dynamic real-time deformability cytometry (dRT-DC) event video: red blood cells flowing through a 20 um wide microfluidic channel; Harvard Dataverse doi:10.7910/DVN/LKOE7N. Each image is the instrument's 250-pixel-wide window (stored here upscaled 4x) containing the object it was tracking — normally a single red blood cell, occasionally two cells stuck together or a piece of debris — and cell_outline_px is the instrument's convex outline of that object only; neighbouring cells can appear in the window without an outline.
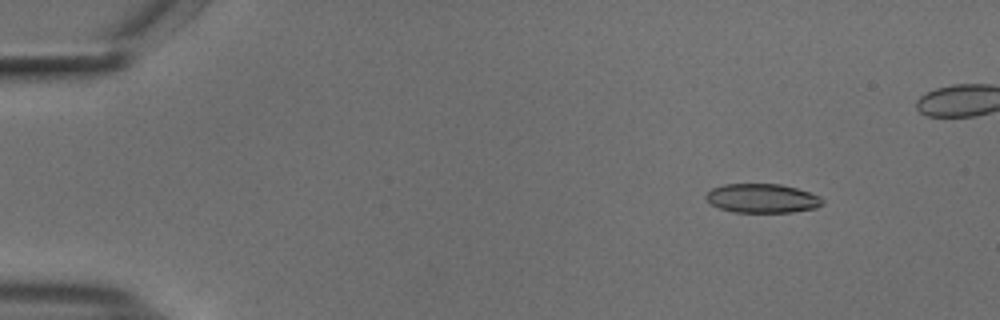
{"species": "common noctule bat (a hibernating species)", "species_latin": "Nyctalus noctula", "temperature_condition": "cold", "stored_images_in_passage": 50, "camera_frame_rate_fps": 3000, "um_per_image_px": 0.085, "animal": {"sex": "male", "body_mass_g": 18.8}, "frame": {"image": 1, "passage_image": 7, "time_ms": 2.0, "image_size_px": [1000, 320], "cell_outline_px": [[824, 204], [816, 208], [792, 212], [732, 212], [720, 208], [712, 204], [704, 196], [712, 188], [724, 184], [780, 184], [796, 188], [820, 196], [824, 200]], "centroid_in_image_um": [64.81, 16.86], "position_along_channel_um": 20.2, "area_um2": 19.71}}
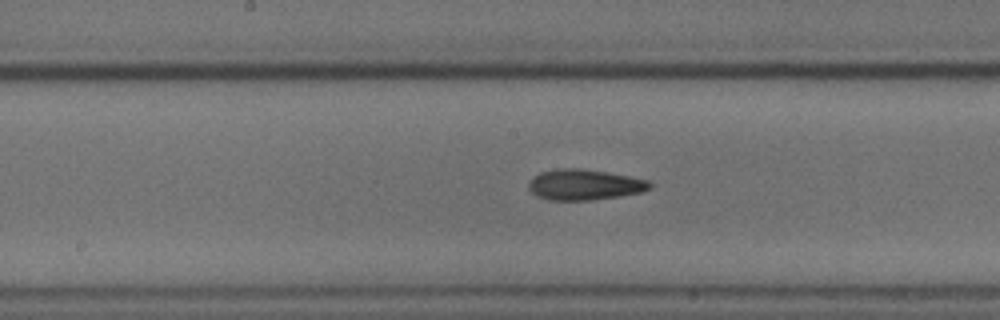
{"frame": {"image": 2, "passage_image": 29, "time_ms": 9.333, "image_size_px": [1000, 320], "cell_outline_px": [[652, 188], [640, 192], [616, 196], [588, 200], [548, 200], [536, 196], [528, 188], [528, 184], [532, 176], [540, 172], [556, 168], [584, 168], [628, 176], [648, 180], [652, 184]], "centroid_in_image_um": [49.62, 15.68], "position_along_channel_um": 198.6, "area_um2": 21.68}}
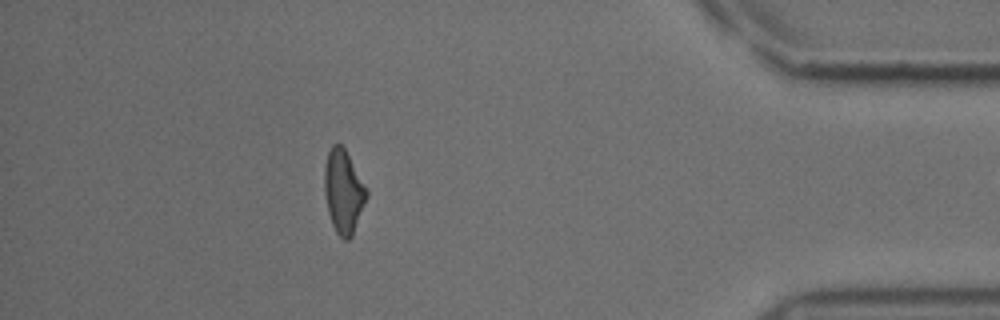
{"frame": {"image": 3, "passage_image": 49, "time_ms": 16.0, "image_size_px": [1000, 320], "cell_outline_px": [[368, 196], [352, 236], [348, 240], [344, 240], [336, 232], [332, 224], [328, 212], [324, 192], [324, 168], [328, 152], [332, 144], [340, 144], [344, 148], [368, 192]], "centroid_in_image_um": [29.18, 16.3], "position_along_channel_um": 406.0, "area_um2": 20.23}}